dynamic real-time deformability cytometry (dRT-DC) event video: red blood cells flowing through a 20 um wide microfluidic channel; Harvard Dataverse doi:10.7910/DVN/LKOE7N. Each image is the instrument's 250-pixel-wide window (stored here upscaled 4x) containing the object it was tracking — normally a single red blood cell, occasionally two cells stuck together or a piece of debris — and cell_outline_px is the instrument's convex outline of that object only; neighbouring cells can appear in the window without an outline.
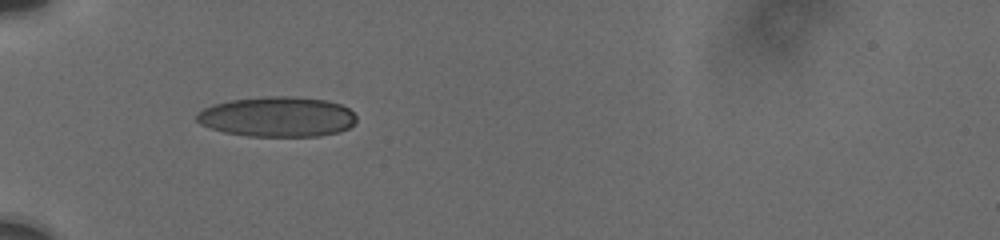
{"species": "human", "species_latin": "Homo sapiens", "temperature_condition": "cold", "stored_images_in_passage": 51, "camera_frame_rate_fps": 3000, "um_per_image_px": 0.085, "donor": {"sex": "male"}, "frame": {"image": 1, "passage_image": 1, "time_ms": 0.0, "image_size_px": [1000, 240], "cell_outline_px": [[356, 120], [348, 128], [340, 132], [320, 136], [248, 136], [224, 132], [200, 124], [196, 120], [196, 112], [204, 108], [216, 104], [232, 100], [268, 96], [292, 96], [324, 100], [340, 104], [348, 108], [356, 116]], "centroid_in_image_um": [23.58, 9.93], "position_along_channel_um": 61.4, "area_um2": 37.22}}
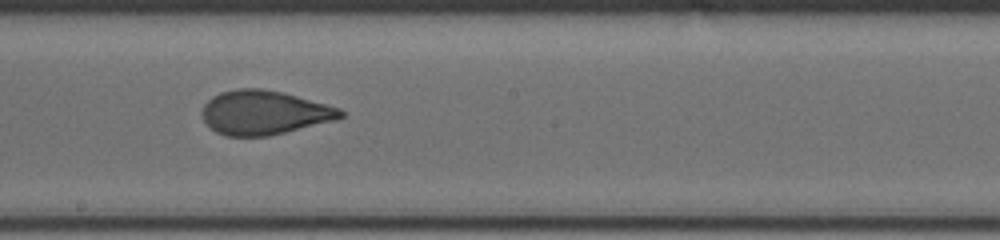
{"frame": {"image": 2, "passage_image": 29, "time_ms": 4.667, "image_size_px": [1000, 240], "cell_outline_px": [[344, 116], [336, 120], [268, 136], [224, 136], [216, 132], [204, 120], [200, 112], [204, 104], [212, 96], [220, 92], [240, 88], [260, 88], [284, 92], [340, 108], [344, 112]], "centroid_in_image_um": [22.44, 9.56], "position_along_channel_um": 225.8, "area_um2": 35.66}}
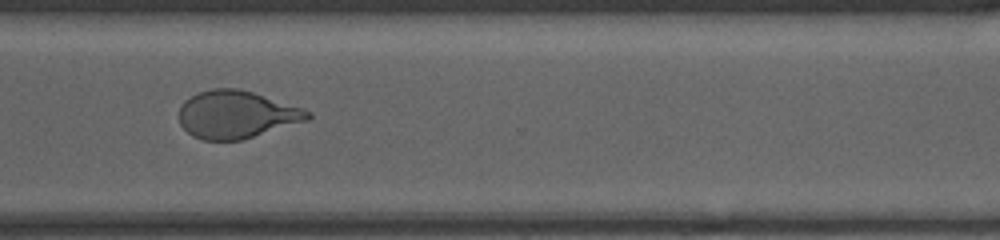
{"frame": {"image": 3, "passage_image": 50, "time_ms": 8.0, "image_size_px": [1000, 240], "cell_outline_px": [[312, 116], [308, 120], [240, 140], [204, 140], [192, 136], [180, 124], [180, 104], [184, 100], [200, 92], [212, 88], [240, 88], [304, 108], [312, 112]], "centroid_in_image_um": [20.11, 9.72], "position_along_channel_um": 350.5, "area_um2": 35.6}}